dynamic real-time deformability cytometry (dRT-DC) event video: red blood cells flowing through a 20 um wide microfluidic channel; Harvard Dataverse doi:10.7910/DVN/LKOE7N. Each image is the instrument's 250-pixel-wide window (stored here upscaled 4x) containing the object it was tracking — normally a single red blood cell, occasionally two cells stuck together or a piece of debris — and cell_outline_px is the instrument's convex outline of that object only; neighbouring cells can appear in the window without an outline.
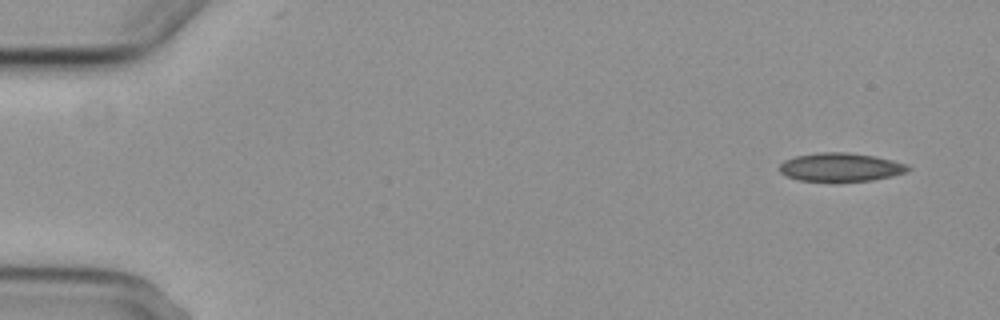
{"species": "common noctule bat (a hibernating species)", "species_latin": "Nyctalus noctula", "temperature_condition": "cold", "stored_images_in_passage": 5, "camera_frame_rate_fps": 3000, "um_per_image_px": 0.085, "animal": {"sex": "female", "body_mass_g": 29.2, "forearm_length_mm": 56.3}, "frame": {"image": 1, "passage_image": 1, "time_ms": 0.0, "image_size_px": [1000, 320], "cell_outline_px": [[912, 168], [904, 172], [892, 176], [872, 180], [800, 180], [784, 176], [780, 172], [780, 164], [784, 160], [796, 156], [816, 152], [848, 152], [876, 156], [908, 164]], "centroid_in_image_um": [71.45, 14.18], "position_along_channel_um": 13.5, "area_um2": 21.15}}
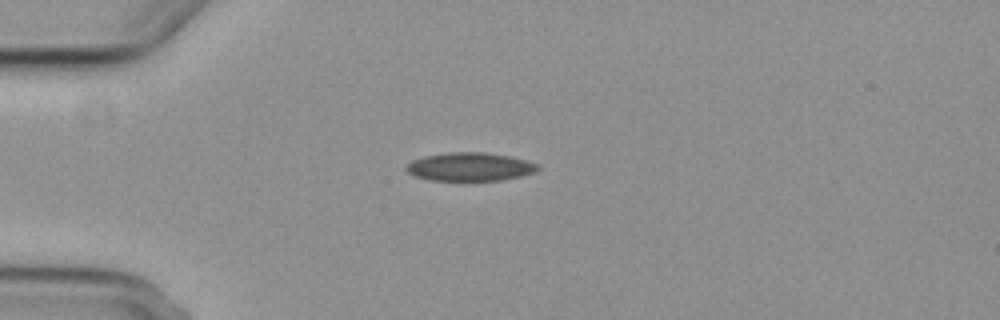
{"frame": {"image": 2, "passage_image": 4, "time_ms": 3.667, "image_size_px": [1000, 320], "cell_outline_px": [[540, 168], [536, 172], [520, 176], [500, 180], [428, 180], [416, 176], [408, 172], [404, 168], [412, 160], [424, 156], [448, 152], [484, 152], [512, 156], [540, 164]], "centroid_in_image_um": [39.97, 14.16], "position_along_channel_um": 45.0, "area_um2": 21.85}}